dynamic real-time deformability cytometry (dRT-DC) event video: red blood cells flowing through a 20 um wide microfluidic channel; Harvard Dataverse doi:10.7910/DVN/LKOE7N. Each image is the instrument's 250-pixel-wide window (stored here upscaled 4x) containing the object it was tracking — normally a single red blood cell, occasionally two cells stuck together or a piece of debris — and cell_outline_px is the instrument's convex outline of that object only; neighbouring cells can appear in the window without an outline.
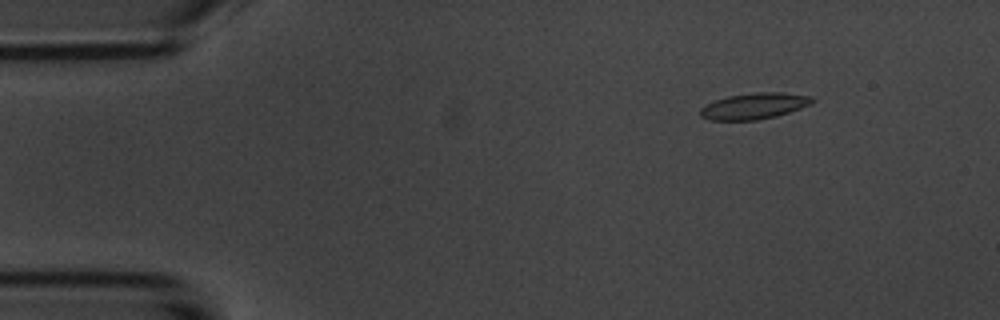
{"species": "common noctule bat (a hibernating species)", "species_latin": "Nyctalus noctula", "temperature_condition": "room temperature", "stored_images_in_passage": 51, "camera_frame_rate_fps": 3000, "um_per_image_px": 0.085, "animal": {"sex": "male", "body_mass_g": 20.1, "forearm_length_mm": 53.5}, "frame": {"image": 1, "passage_image": 4, "time_ms": 1.0, "image_size_px": [1000, 320], "cell_outline_px": [[816, 100], [800, 108], [776, 116], [756, 120], [712, 120], [700, 116], [700, 108], [704, 104], [728, 96], [756, 92], [784, 92], [812, 96]], "centroid_in_image_um": [64.09, 9.0], "position_along_channel_um": 20.9, "area_um2": 16.99}}
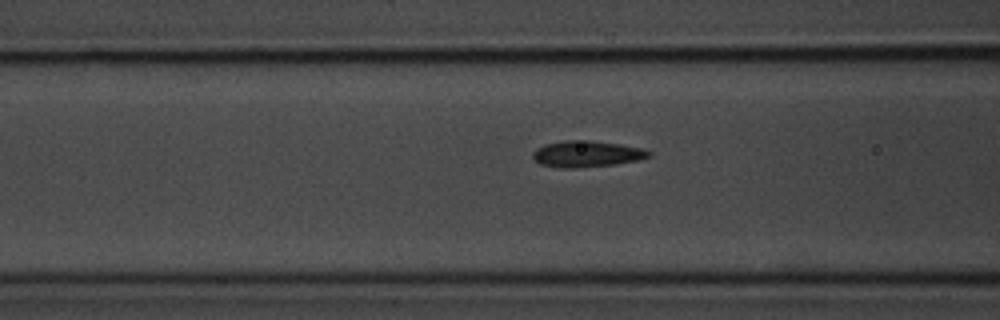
{"frame": {"image": 2, "passage_image": 18, "time_ms": 5.667, "image_size_px": [1000, 320], "cell_outline_px": [[652, 156], [636, 160], [616, 164], [576, 168], [560, 168], [540, 164], [532, 156], [532, 152], [536, 148], [544, 144], [564, 140], [588, 140], [620, 144], [644, 148], [652, 152]], "centroid_in_image_um": [49.87, 13.08], "position_along_channel_um": 116.7, "area_um2": 17.92}}
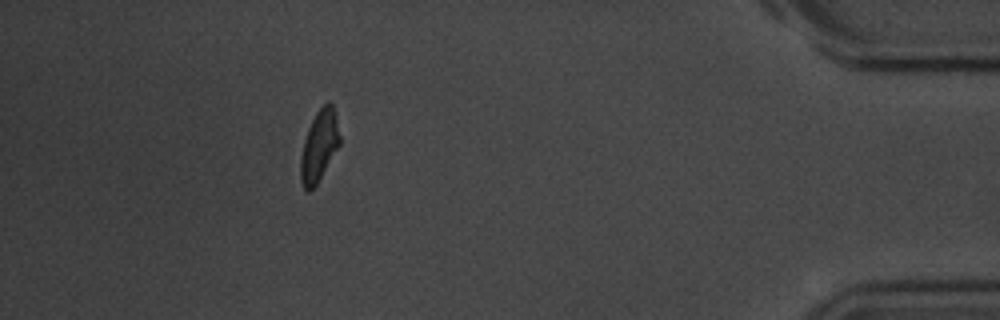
{"frame": {"image": 3, "passage_image": 46, "time_ms": 15.0, "image_size_px": [1000, 320], "cell_outline_px": [[340, 144], [316, 184], [308, 192], [304, 188], [300, 180], [300, 156], [304, 140], [308, 128], [316, 112], [328, 100], [332, 104], [340, 136]], "centroid_in_image_um": [27.11, 12.39], "position_along_channel_um": 408.1, "area_um2": 15.95}, "authors_computed_cell_mechanics": {"area_um2": 16.9354, "velocity_mm_per_s": 3.6984, "shape_relaxation_time_tau1_ms": 3.5061, "shape_relaxation_time_tau2_ms": 2.9261, "deformation_change_tau1": 0.1133, "deformation_change_tau2": 0.0686}}